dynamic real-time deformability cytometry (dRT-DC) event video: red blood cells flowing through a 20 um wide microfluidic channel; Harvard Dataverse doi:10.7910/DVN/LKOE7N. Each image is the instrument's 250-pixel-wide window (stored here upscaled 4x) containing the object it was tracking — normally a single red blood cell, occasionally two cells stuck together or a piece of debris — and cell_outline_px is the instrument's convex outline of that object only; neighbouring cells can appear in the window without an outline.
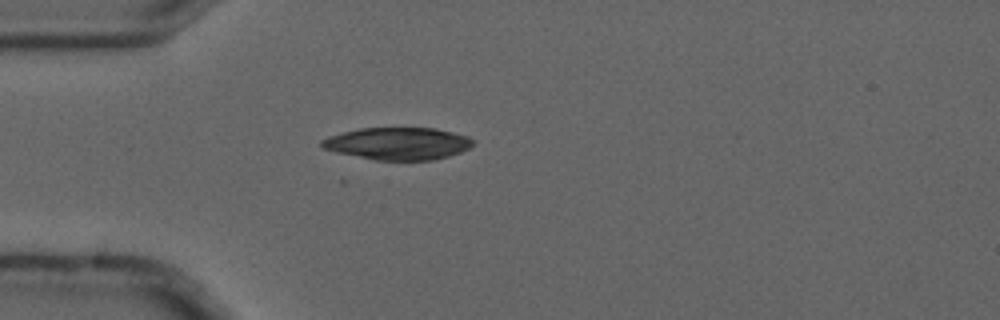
{"species": "common noctule bat (a hibernating species)", "species_latin": "Nyctalus noctula", "temperature_condition": "cold", "stored_images_in_passage": 1, "camera_frame_rate_fps": 3000, "um_per_image_px": 0.085, "animal": {"sex": "male", "forearm_length_mm": 52.5}, "frame": {"image": 1, "passage_image": 1, "time_ms": 0.0, "image_size_px": [1000, 320], "cell_outline_px": [[476, 140], [468, 148], [460, 152], [448, 156], [432, 160], [376, 160], [336, 152], [324, 148], [320, 144], [320, 140], [328, 136], [360, 128], [436, 128], [468, 136]], "centroid_in_image_um": [33.83, 12.2], "position_along_channel_um": 51.2, "area_um2": 28.38}}